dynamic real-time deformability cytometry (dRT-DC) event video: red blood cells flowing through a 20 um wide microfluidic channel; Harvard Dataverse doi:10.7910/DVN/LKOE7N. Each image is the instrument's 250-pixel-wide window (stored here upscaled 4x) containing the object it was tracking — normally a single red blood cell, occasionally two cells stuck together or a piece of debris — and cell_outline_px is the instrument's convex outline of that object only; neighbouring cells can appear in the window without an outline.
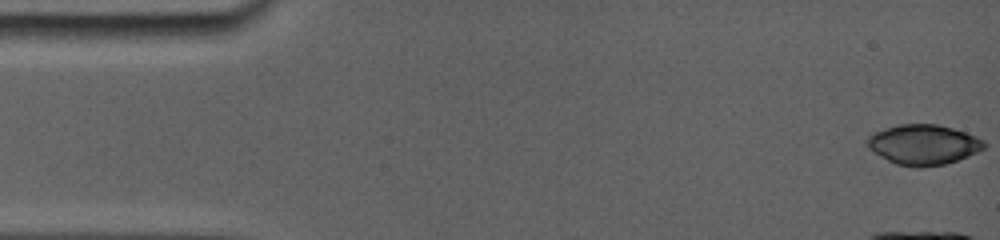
{"species": "common noctule bat (a hibernating species)", "species_latin": "Nyctalus noctula", "temperature_condition": "room temperature", "stored_images_in_passage": 18, "camera_frame_rate_fps": 5000, "um_per_image_px": 0.085, "animal": {"sex": "female", "body_mass_g": 19.0, "forearm_length_mm": 56.7}, "frame": {"image": 1, "passage_image": 1, "time_ms": 0.0, "image_size_px": [1000, 240], "cell_outline_px": [[984, 144], [980, 148], [956, 160], [944, 164], [900, 164], [876, 152], [872, 148], [868, 140], [876, 132], [900, 124], [936, 124], [952, 128], [964, 132], [980, 140]], "centroid_in_image_um": [78.5, 12.23], "position_along_channel_um": 6.5, "area_um2": 25.03}}